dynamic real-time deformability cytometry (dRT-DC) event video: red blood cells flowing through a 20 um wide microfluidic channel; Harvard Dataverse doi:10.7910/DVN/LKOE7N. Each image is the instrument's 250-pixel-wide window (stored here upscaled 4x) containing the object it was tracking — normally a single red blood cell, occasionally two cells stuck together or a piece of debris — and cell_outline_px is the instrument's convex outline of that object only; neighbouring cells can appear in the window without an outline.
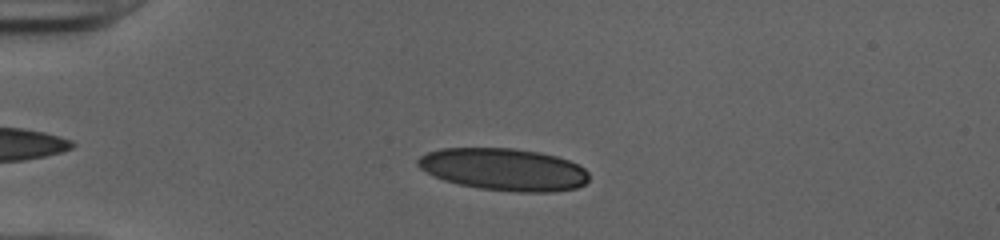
{"species": "human", "species_latin": "Homo sapiens", "temperature_condition": "cold", "stored_images_in_passage": 47, "camera_frame_rate_fps": 3000, "um_per_image_px": 0.085, "donor": {"sex": "female"}, "frame": {"image": 1, "passage_image": 9, "time_ms": 2.667, "image_size_px": [1000, 240], "cell_outline_px": [[588, 180], [584, 184], [576, 188], [552, 192], [516, 192], [480, 188], [460, 184], [444, 180], [420, 168], [416, 164], [416, 160], [420, 156], [428, 152], [440, 148], [512, 148], [540, 152], [556, 156], [568, 160], [584, 168], [588, 172]], "centroid_in_image_um": [42.83, 14.39], "position_along_channel_um": 42.2, "area_um2": 42.02}}
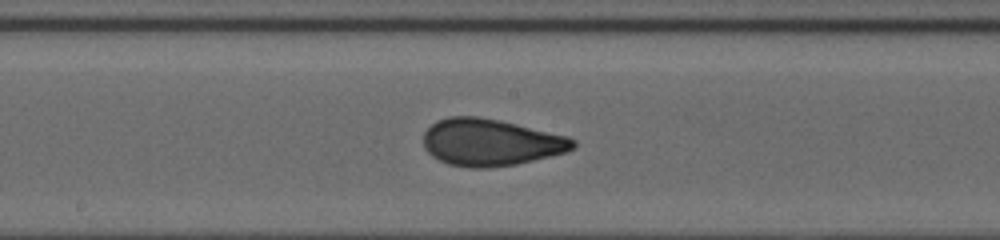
{"frame": {"image": 2, "passage_image": 24, "time_ms": 7.667, "image_size_px": [1000, 240], "cell_outline_px": [[576, 148], [568, 152], [516, 164], [488, 168], [472, 168], [448, 164], [432, 156], [424, 148], [424, 132], [436, 120], [448, 116], [480, 116], [500, 120], [568, 136], [576, 140]], "centroid_in_image_um": [41.72, 12.09], "position_along_channel_um": 206.5, "area_um2": 41.21}}
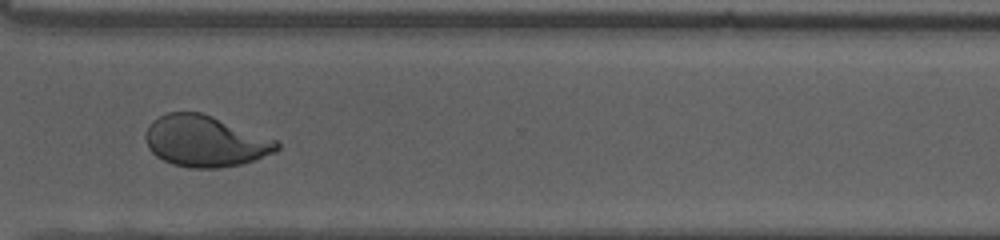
{"frame": {"image": 3, "passage_image": 35, "time_ms": 11.333, "image_size_px": [1000, 240], "cell_outline_px": [[280, 148], [276, 152], [240, 164], [220, 168], [192, 168], [172, 164], [156, 156], [148, 148], [144, 136], [148, 124], [152, 120], [168, 112], [200, 112], [276, 140], [280, 144]], "centroid_in_image_um": [17.4, 12.0], "position_along_channel_um": 353.2, "area_um2": 38.9}, "authors_computed_cell_mechanics": {"area_um2": 40.9802, "velocity_mm_per_s": 4.0022, "shape_relaxation_time_tau1_ms": 6.3357, "shape_relaxation_time_tau2_ms": 0.6587, "deformation_change_tau1": 0.2013, "deformation_change_tau2": 0.0572}}